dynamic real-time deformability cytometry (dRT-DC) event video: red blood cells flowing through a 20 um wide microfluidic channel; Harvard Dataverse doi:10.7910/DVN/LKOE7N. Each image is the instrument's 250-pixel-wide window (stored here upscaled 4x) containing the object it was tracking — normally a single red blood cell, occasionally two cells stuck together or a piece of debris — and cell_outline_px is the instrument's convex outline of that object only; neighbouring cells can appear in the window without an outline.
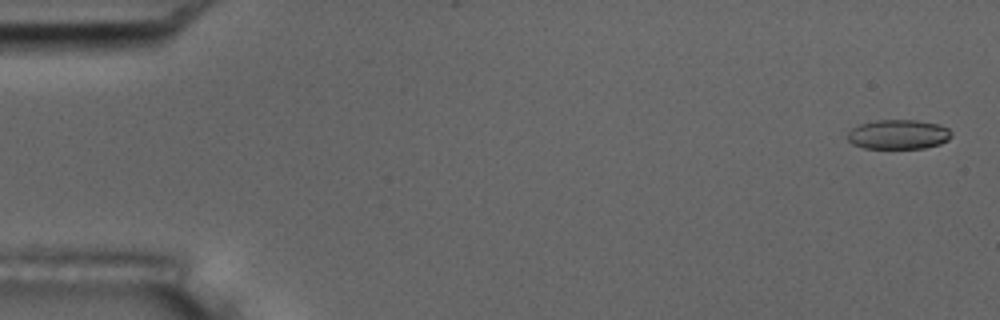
{"species": "common noctule bat (a hibernating species)", "species_latin": "Nyctalus noctula", "temperature_condition": "room temperature", "stored_images_in_passage": 57, "camera_frame_rate_fps": 3000, "um_per_image_px": 0.085, "animal": {"sex": "male", "body_mass_g": 17.5, "forearm_length_mm": 52.3}, "frame": {"image": 1, "passage_image": 2, "time_ms": 0.333, "image_size_px": [1000, 320], "cell_outline_px": [[952, 136], [948, 140], [940, 144], [924, 148], [864, 148], [852, 144], [848, 140], [848, 132], [852, 128], [860, 124], [876, 120], [916, 120], [940, 124], [948, 128], [952, 132]], "centroid_in_image_um": [76.38, 11.42], "position_along_channel_um": 8.6, "area_um2": 17.98}}
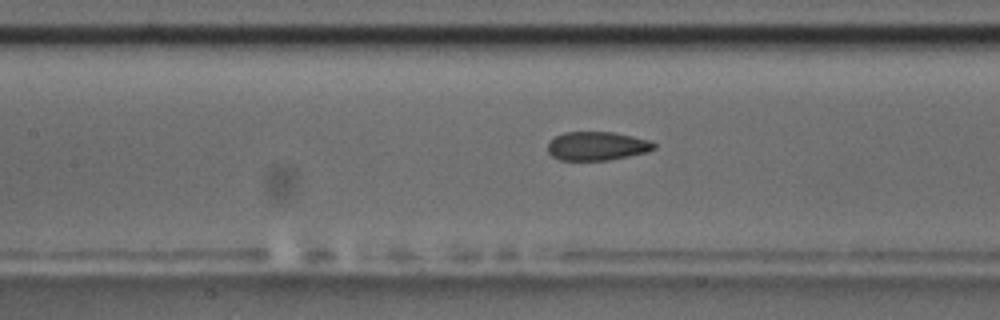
{"frame": {"image": 2, "passage_image": 26, "time_ms": 8.333, "image_size_px": [1000, 320], "cell_outline_px": [[656, 148], [648, 152], [608, 160], [560, 160], [552, 156], [548, 152], [548, 140], [564, 132], [612, 132], [632, 136], [648, 140], [656, 144]], "centroid_in_image_um": [50.73, 12.41], "position_along_channel_um": 156.7, "area_um2": 17.8}}
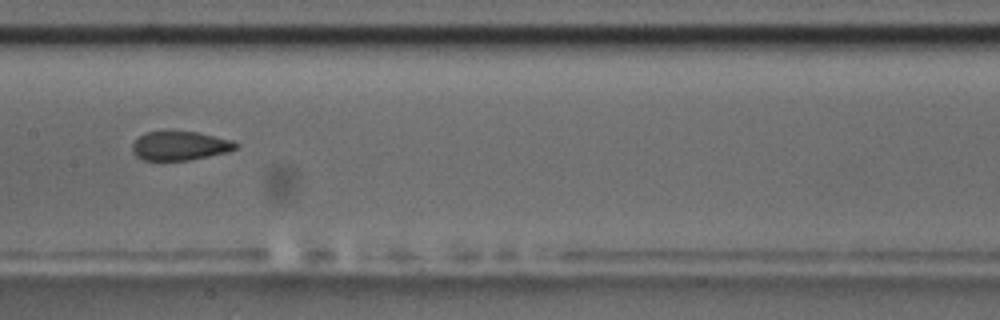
{"frame": {"image": 3, "passage_image": 29, "time_ms": 9.333, "image_size_px": [1000, 320], "cell_outline_px": [[240, 144], [236, 148], [228, 152], [188, 160], [144, 160], [136, 156], [132, 152], [132, 144], [144, 132], [168, 128], [196, 132], [232, 140]], "centroid_in_image_um": [15.26, 12.34], "position_along_channel_um": 192.1, "area_um2": 18.03}, "authors_computed_cell_mechanics": {"area_um2": 18.9006, "velocity_mm_per_s": 3.5801, "shape_relaxation_time_tau1_ms": null, "shape_relaxation_time_tau2_ms": 1.4539, "deformation_change_tau1": null, "deformation_change_tau2": 0.0755}}